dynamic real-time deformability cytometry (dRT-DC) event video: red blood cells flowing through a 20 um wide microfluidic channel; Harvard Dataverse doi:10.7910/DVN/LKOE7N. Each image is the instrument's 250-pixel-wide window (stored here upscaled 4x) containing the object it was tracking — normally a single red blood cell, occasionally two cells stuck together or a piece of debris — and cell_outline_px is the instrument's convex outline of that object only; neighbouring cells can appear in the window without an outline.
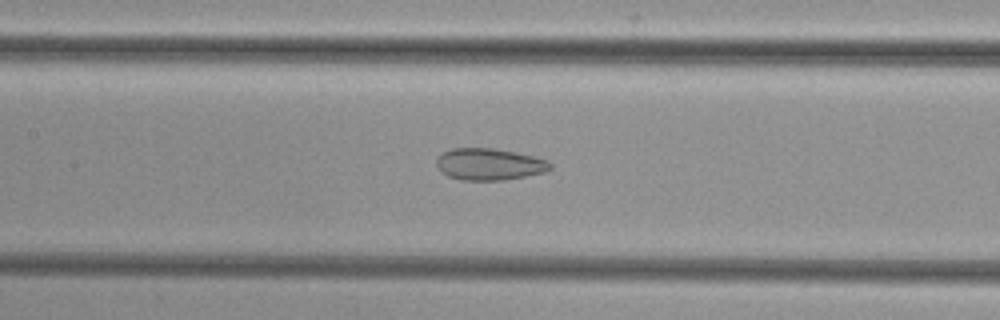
{"species": "common noctule bat (a hibernating species)", "species_latin": "Nyctalus noctula", "temperature_condition": "cold", "stored_images_in_passage": 40, "camera_frame_rate_fps": 3000, "um_per_image_px": 0.085, "animal": {"sex": "female", "body_mass_g": 29.2, "forearm_length_mm": 56.3}, "frame": {"image": 1, "passage_image": 22, "time_ms": 7.0, "image_size_px": [1000, 320], "cell_outline_px": [[552, 168], [544, 172], [504, 180], [460, 180], [448, 176], [436, 164], [436, 160], [444, 152], [452, 148], [492, 148], [516, 152], [548, 160], [552, 164]], "centroid_in_image_um": [41.61, 13.96], "position_along_channel_um": 165.8, "area_um2": 20.87}}
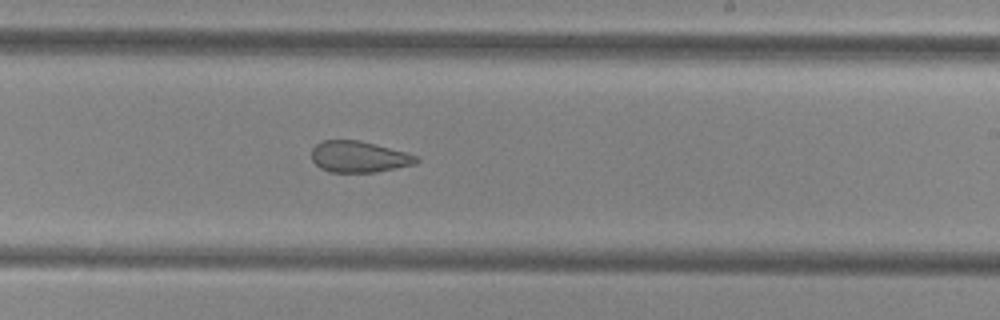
{"frame": {"image": 2, "passage_image": 29, "time_ms": 9.333, "image_size_px": [1000, 320], "cell_outline_px": [[420, 160], [416, 164], [376, 172], [328, 172], [320, 168], [312, 160], [312, 148], [316, 144], [324, 140], [360, 140], [408, 152], [416, 156]], "centroid_in_image_um": [30.52, 13.32], "position_along_channel_um": 258.5, "area_um2": 19.25}}
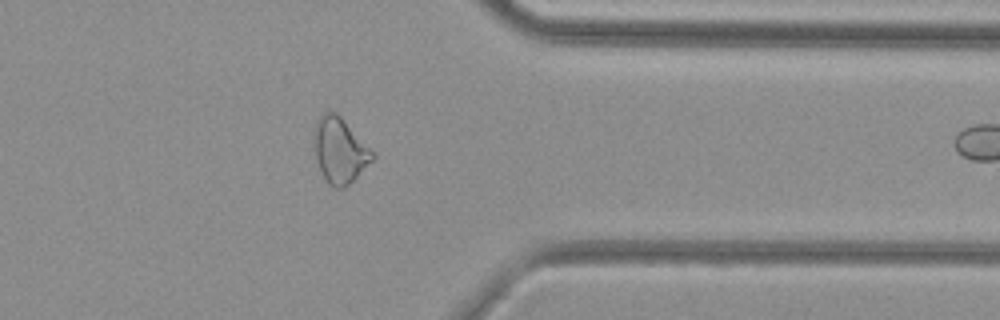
{"frame": {"image": 3, "passage_image": 39, "time_ms": 12.667, "image_size_px": [1000, 320], "cell_outline_px": [[376, 156], [344, 188], [336, 188], [328, 184], [316, 160], [312, 144], [312, 140], [316, 120], [324, 112], [336, 112], [376, 152]], "centroid_in_image_um": [28.86, 12.75], "position_along_channel_um": 382.5, "area_um2": 22.37}}